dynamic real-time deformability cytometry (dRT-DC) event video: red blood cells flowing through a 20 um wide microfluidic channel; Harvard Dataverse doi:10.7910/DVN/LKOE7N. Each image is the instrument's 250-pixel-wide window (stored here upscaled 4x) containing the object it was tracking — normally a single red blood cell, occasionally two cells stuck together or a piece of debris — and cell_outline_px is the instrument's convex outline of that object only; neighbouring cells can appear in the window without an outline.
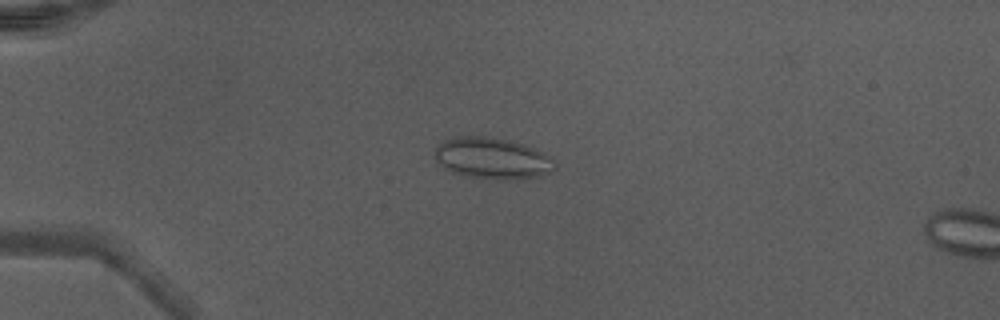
{"species": "Egyptian fruit bat (a non-hibernating species)", "species_latin": "Rousettus aegyptiacus", "temperature_condition": "warm", "stored_images_in_passage": 10, "camera_frame_rate_fps": 3000, "um_per_image_px": 0.085, "animal": {"sex": "male"}, "frame": {"image": 1, "passage_image": 6, "time_ms": 1.667, "image_size_px": [1000, 320], "cell_outline_px": [[556, 168], [552, 172], [540, 176], [516, 180], [496, 180], [464, 176], [452, 172], [444, 168], [432, 156], [436, 148], [444, 140], [460, 136], [484, 136], [508, 140], [524, 144], [536, 148], [552, 156], [556, 164]], "centroid_in_image_um": [41.89, 13.48], "position_along_channel_um": 43.1, "area_um2": 29.54}}